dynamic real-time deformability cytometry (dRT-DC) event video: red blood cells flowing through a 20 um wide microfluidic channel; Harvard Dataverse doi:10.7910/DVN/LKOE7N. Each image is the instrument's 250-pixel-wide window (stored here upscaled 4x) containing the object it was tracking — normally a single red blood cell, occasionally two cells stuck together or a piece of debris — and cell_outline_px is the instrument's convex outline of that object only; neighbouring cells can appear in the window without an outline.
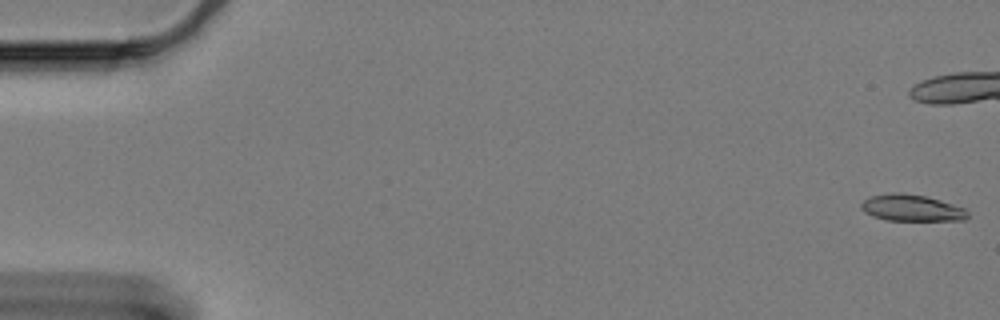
{"species": "Egyptian fruit bat (a non-hibernating species)", "species_latin": "Rousettus aegyptiacus", "temperature_condition": "cold", "stored_images_in_passage": 53, "camera_frame_rate_fps": 3000, "um_per_image_px": 0.085, "animal": {"sex": "female"}, "frame": {"image": 1, "passage_image": 1, "time_ms": 0.0, "image_size_px": [1000, 320], "cell_outline_px": [[968, 216], [964, 220], [888, 220], [872, 216], [864, 212], [860, 208], [860, 204], [868, 196], [892, 192], [900, 192], [924, 196], [940, 200], [964, 208], [968, 212]], "centroid_in_image_um": [77.43, 17.66], "position_along_channel_um": 7.6, "area_um2": 16.47}}
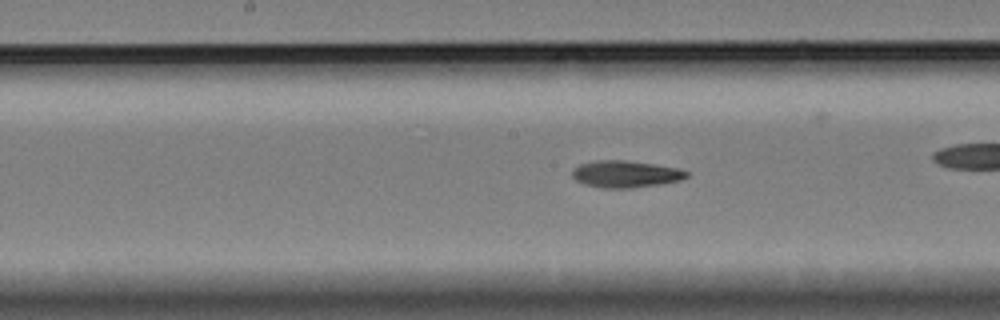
{"frame": {"image": 2, "passage_image": 31, "time_ms": 10.0, "image_size_px": [1000, 320], "cell_outline_px": [[688, 176], [680, 180], [660, 184], [632, 188], [604, 188], [584, 184], [576, 180], [572, 176], [572, 168], [580, 164], [596, 160], [624, 160], [652, 164], [676, 168], [688, 172]], "centroid_in_image_um": [53.13, 14.8], "position_along_channel_um": 195.1, "area_um2": 17.8}}
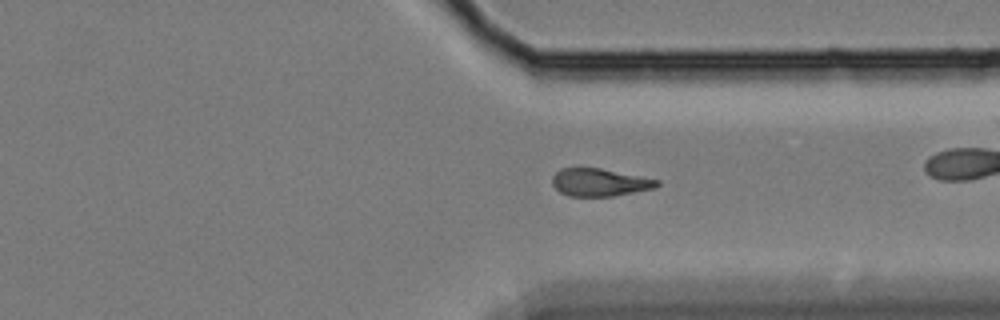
{"frame": {"image": 3, "passage_image": 46, "time_ms": 15.0, "image_size_px": [1000, 320], "cell_outline_px": [[660, 184], [656, 188], [612, 196], [568, 196], [560, 192], [552, 184], [552, 176], [560, 168], [600, 168], [660, 180]], "centroid_in_image_um": [50.97, 15.5], "position_along_channel_um": 360.4, "area_um2": 16.88}}